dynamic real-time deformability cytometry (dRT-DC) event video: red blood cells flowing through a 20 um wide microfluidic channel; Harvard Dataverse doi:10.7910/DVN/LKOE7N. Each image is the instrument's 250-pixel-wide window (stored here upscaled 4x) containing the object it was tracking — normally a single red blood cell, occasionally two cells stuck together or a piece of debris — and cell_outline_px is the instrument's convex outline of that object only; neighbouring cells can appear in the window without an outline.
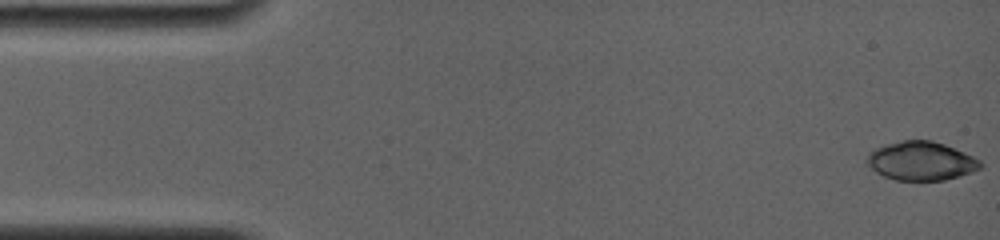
{"species": "common noctule bat (a hibernating species)", "species_latin": "Nyctalus noctula", "temperature_condition": "room temperature", "stored_images_in_passage": 9, "camera_frame_rate_fps": 4000, "um_per_image_px": 0.085, "animal": {"sex": "female", "body_mass_g": 19.0, "forearm_length_mm": 56.7}, "frame": {"image": 1, "passage_image": 1, "time_ms": 0.0, "image_size_px": [1000, 240], "cell_outline_px": [[984, 164], [980, 168], [972, 172], [960, 176], [944, 180], [896, 180], [884, 176], [876, 172], [864, 160], [868, 152], [876, 148], [888, 144], [904, 140], [932, 140], [944, 144], [964, 152], [980, 160]], "centroid_in_image_um": [78.29, 13.68], "position_along_channel_um": 6.7, "area_um2": 25.61}}
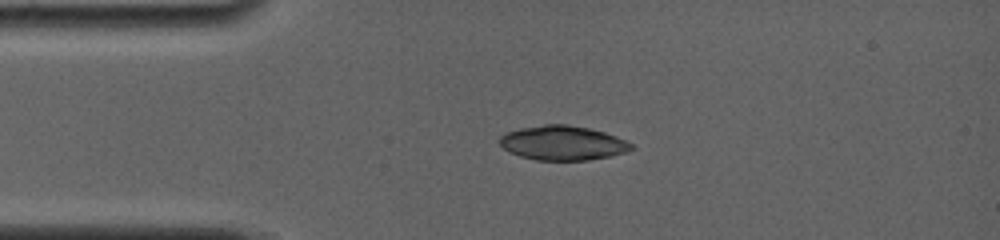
{"frame": {"image": 2, "passage_image": 7, "time_ms": 3.5, "image_size_px": [1000, 240], "cell_outline_px": [[636, 148], [612, 156], [588, 160], [536, 160], [520, 156], [508, 152], [500, 144], [500, 136], [504, 132], [520, 128], [544, 124], [568, 124], [588, 128], [604, 132], [616, 136], [632, 144]], "centroid_in_image_um": [47.82, 12.15], "position_along_channel_um": 37.2, "area_um2": 26.53}}